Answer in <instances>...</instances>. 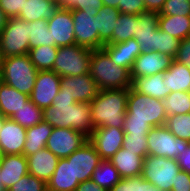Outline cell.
<instances>
[{
  "label": "cell",
  "instance_id": "cell-1",
  "mask_svg": "<svg viewBox=\"0 0 190 191\" xmlns=\"http://www.w3.org/2000/svg\"><path fill=\"white\" fill-rule=\"evenodd\" d=\"M43 116L44 121L52 127L72 128L88 138L95 129L90 102H76L61 90L54 97L52 105L43 110Z\"/></svg>",
  "mask_w": 190,
  "mask_h": 191
},
{
  "label": "cell",
  "instance_id": "cell-2",
  "mask_svg": "<svg viewBox=\"0 0 190 191\" xmlns=\"http://www.w3.org/2000/svg\"><path fill=\"white\" fill-rule=\"evenodd\" d=\"M167 116L162 100L143 95L132 87L128 89L125 133L148 134L152 128L165 125Z\"/></svg>",
  "mask_w": 190,
  "mask_h": 191
},
{
  "label": "cell",
  "instance_id": "cell-3",
  "mask_svg": "<svg viewBox=\"0 0 190 191\" xmlns=\"http://www.w3.org/2000/svg\"><path fill=\"white\" fill-rule=\"evenodd\" d=\"M128 89L99 90L90 102L92 122L96 127L124 128Z\"/></svg>",
  "mask_w": 190,
  "mask_h": 191
},
{
  "label": "cell",
  "instance_id": "cell-4",
  "mask_svg": "<svg viewBox=\"0 0 190 191\" xmlns=\"http://www.w3.org/2000/svg\"><path fill=\"white\" fill-rule=\"evenodd\" d=\"M89 73L99 90L132 87L130 71L118 66L102 48L92 50Z\"/></svg>",
  "mask_w": 190,
  "mask_h": 191
},
{
  "label": "cell",
  "instance_id": "cell-5",
  "mask_svg": "<svg viewBox=\"0 0 190 191\" xmlns=\"http://www.w3.org/2000/svg\"><path fill=\"white\" fill-rule=\"evenodd\" d=\"M1 78L4 83L19 92L30 95L38 70L28 54L0 59Z\"/></svg>",
  "mask_w": 190,
  "mask_h": 191
},
{
  "label": "cell",
  "instance_id": "cell-6",
  "mask_svg": "<svg viewBox=\"0 0 190 191\" xmlns=\"http://www.w3.org/2000/svg\"><path fill=\"white\" fill-rule=\"evenodd\" d=\"M92 49L77 44L58 47L53 71L60 77L89 73Z\"/></svg>",
  "mask_w": 190,
  "mask_h": 191
},
{
  "label": "cell",
  "instance_id": "cell-7",
  "mask_svg": "<svg viewBox=\"0 0 190 191\" xmlns=\"http://www.w3.org/2000/svg\"><path fill=\"white\" fill-rule=\"evenodd\" d=\"M29 38L27 21L18 17L8 18L0 33V59L28 54Z\"/></svg>",
  "mask_w": 190,
  "mask_h": 191
},
{
  "label": "cell",
  "instance_id": "cell-8",
  "mask_svg": "<svg viewBox=\"0 0 190 191\" xmlns=\"http://www.w3.org/2000/svg\"><path fill=\"white\" fill-rule=\"evenodd\" d=\"M180 170L175 159L147 155L141 176L161 191H171Z\"/></svg>",
  "mask_w": 190,
  "mask_h": 191
},
{
  "label": "cell",
  "instance_id": "cell-9",
  "mask_svg": "<svg viewBox=\"0 0 190 191\" xmlns=\"http://www.w3.org/2000/svg\"><path fill=\"white\" fill-rule=\"evenodd\" d=\"M147 142L148 155L175 160L189 145L188 141L175 137L165 125L152 128L147 135Z\"/></svg>",
  "mask_w": 190,
  "mask_h": 191
},
{
  "label": "cell",
  "instance_id": "cell-10",
  "mask_svg": "<svg viewBox=\"0 0 190 191\" xmlns=\"http://www.w3.org/2000/svg\"><path fill=\"white\" fill-rule=\"evenodd\" d=\"M86 141H88V137L72 128L53 127L47 140L46 148L58 158H66L79 149Z\"/></svg>",
  "mask_w": 190,
  "mask_h": 191
},
{
  "label": "cell",
  "instance_id": "cell-11",
  "mask_svg": "<svg viewBox=\"0 0 190 191\" xmlns=\"http://www.w3.org/2000/svg\"><path fill=\"white\" fill-rule=\"evenodd\" d=\"M74 22L75 44L92 50L103 48L100 41L94 13L71 10Z\"/></svg>",
  "mask_w": 190,
  "mask_h": 191
},
{
  "label": "cell",
  "instance_id": "cell-12",
  "mask_svg": "<svg viewBox=\"0 0 190 191\" xmlns=\"http://www.w3.org/2000/svg\"><path fill=\"white\" fill-rule=\"evenodd\" d=\"M60 78L53 70L38 71L30 100L42 110L51 106L60 90Z\"/></svg>",
  "mask_w": 190,
  "mask_h": 191
},
{
  "label": "cell",
  "instance_id": "cell-13",
  "mask_svg": "<svg viewBox=\"0 0 190 191\" xmlns=\"http://www.w3.org/2000/svg\"><path fill=\"white\" fill-rule=\"evenodd\" d=\"M51 46L64 47L75 44L74 22L71 10L58 8L47 20Z\"/></svg>",
  "mask_w": 190,
  "mask_h": 191
},
{
  "label": "cell",
  "instance_id": "cell-14",
  "mask_svg": "<svg viewBox=\"0 0 190 191\" xmlns=\"http://www.w3.org/2000/svg\"><path fill=\"white\" fill-rule=\"evenodd\" d=\"M67 160H72V171L74 178L79 182L90 180L93 171L102 161L94 145L88 140L79 149L74 151Z\"/></svg>",
  "mask_w": 190,
  "mask_h": 191
},
{
  "label": "cell",
  "instance_id": "cell-15",
  "mask_svg": "<svg viewBox=\"0 0 190 191\" xmlns=\"http://www.w3.org/2000/svg\"><path fill=\"white\" fill-rule=\"evenodd\" d=\"M124 136L123 128L96 127L88 140L94 145L102 160H109L122 148Z\"/></svg>",
  "mask_w": 190,
  "mask_h": 191
},
{
  "label": "cell",
  "instance_id": "cell-16",
  "mask_svg": "<svg viewBox=\"0 0 190 191\" xmlns=\"http://www.w3.org/2000/svg\"><path fill=\"white\" fill-rule=\"evenodd\" d=\"M60 90L72 97L76 102H91L99 91L96 82L86 73L79 76L60 78Z\"/></svg>",
  "mask_w": 190,
  "mask_h": 191
},
{
  "label": "cell",
  "instance_id": "cell-17",
  "mask_svg": "<svg viewBox=\"0 0 190 191\" xmlns=\"http://www.w3.org/2000/svg\"><path fill=\"white\" fill-rule=\"evenodd\" d=\"M173 58L156 51L142 52L134 61L130 78L147 77L167 70Z\"/></svg>",
  "mask_w": 190,
  "mask_h": 191
},
{
  "label": "cell",
  "instance_id": "cell-18",
  "mask_svg": "<svg viewBox=\"0 0 190 191\" xmlns=\"http://www.w3.org/2000/svg\"><path fill=\"white\" fill-rule=\"evenodd\" d=\"M159 13L143 11L137 15L134 39L140 44L141 52L155 51V32L158 28Z\"/></svg>",
  "mask_w": 190,
  "mask_h": 191
},
{
  "label": "cell",
  "instance_id": "cell-19",
  "mask_svg": "<svg viewBox=\"0 0 190 191\" xmlns=\"http://www.w3.org/2000/svg\"><path fill=\"white\" fill-rule=\"evenodd\" d=\"M26 140V128L6 118L0 131V149L3 155L23 154Z\"/></svg>",
  "mask_w": 190,
  "mask_h": 191
},
{
  "label": "cell",
  "instance_id": "cell-20",
  "mask_svg": "<svg viewBox=\"0 0 190 191\" xmlns=\"http://www.w3.org/2000/svg\"><path fill=\"white\" fill-rule=\"evenodd\" d=\"M27 174L29 173L26 156L23 154L3 155L0 163V178L5 191H8L21 177Z\"/></svg>",
  "mask_w": 190,
  "mask_h": 191
},
{
  "label": "cell",
  "instance_id": "cell-21",
  "mask_svg": "<svg viewBox=\"0 0 190 191\" xmlns=\"http://www.w3.org/2000/svg\"><path fill=\"white\" fill-rule=\"evenodd\" d=\"M26 158L28 173L45 181L46 183L53 175L59 160V158L47 148H43Z\"/></svg>",
  "mask_w": 190,
  "mask_h": 191
},
{
  "label": "cell",
  "instance_id": "cell-22",
  "mask_svg": "<svg viewBox=\"0 0 190 191\" xmlns=\"http://www.w3.org/2000/svg\"><path fill=\"white\" fill-rule=\"evenodd\" d=\"M102 49L118 66L125 67L129 71L135 59L142 53L140 44L134 38L117 44H106Z\"/></svg>",
  "mask_w": 190,
  "mask_h": 191
},
{
  "label": "cell",
  "instance_id": "cell-23",
  "mask_svg": "<svg viewBox=\"0 0 190 191\" xmlns=\"http://www.w3.org/2000/svg\"><path fill=\"white\" fill-rule=\"evenodd\" d=\"M79 184V180L73 176L72 160L59 158L56 169L47 182V191H75Z\"/></svg>",
  "mask_w": 190,
  "mask_h": 191
},
{
  "label": "cell",
  "instance_id": "cell-24",
  "mask_svg": "<svg viewBox=\"0 0 190 191\" xmlns=\"http://www.w3.org/2000/svg\"><path fill=\"white\" fill-rule=\"evenodd\" d=\"M109 161L118 170L121 178L142 175L144 158L128 149H119Z\"/></svg>",
  "mask_w": 190,
  "mask_h": 191
},
{
  "label": "cell",
  "instance_id": "cell-25",
  "mask_svg": "<svg viewBox=\"0 0 190 191\" xmlns=\"http://www.w3.org/2000/svg\"><path fill=\"white\" fill-rule=\"evenodd\" d=\"M30 100L29 95L19 92L3 81L0 83V113L11 118Z\"/></svg>",
  "mask_w": 190,
  "mask_h": 191
},
{
  "label": "cell",
  "instance_id": "cell-26",
  "mask_svg": "<svg viewBox=\"0 0 190 191\" xmlns=\"http://www.w3.org/2000/svg\"><path fill=\"white\" fill-rule=\"evenodd\" d=\"M168 95L171 92H190V69L176 60H172L170 67L165 70Z\"/></svg>",
  "mask_w": 190,
  "mask_h": 191
},
{
  "label": "cell",
  "instance_id": "cell-27",
  "mask_svg": "<svg viewBox=\"0 0 190 191\" xmlns=\"http://www.w3.org/2000/svg\"><path fill=\"white\" fill-rule=\"evenodd\" d=\"M132 88L150 97L163 100L168 95L166 79L162 73H157L147 77L134 78L132 80Z\"/></svg>",
  "mask_w": 190,
  "mask_h": 191
},
{
  "label": "cell",
  "instance_id": "cell-28",
  "mask_svg": "<svg viewBox=\"0 0 190 191\" xmlns=\"http://www.w3.org/2000/svg\"><path fill=\"white\" fill-rule=\"evenodd\" d=\"M52 130L53 127L44 120L35 126L27 128L23 155L27 157L46 148Z\"/></svg>",
  "mask_w": 190,
  "mask_h": 191
},
{
  "label": "cell",
  "instance_id": "cell-29",
  "mask_svg": "<svg viewBox=\"0 0 190 191\" xmlns=\"http://www.w3.org/2000/svg\"><path fill=\"white\" fill-rule=\"evenodd\" d=\"M59 8L58 5L47 0H27L23 10L18 15L19 19L27 22L49 20Z\"/></svg>",
  "mask_w": 190,
  "mask_h": 191
},
{
  "label": "cell",
  "instance_id": "cell-30",
  "mask_svg": "<svg viewBox=\"0 0 190 191\" xmlns=\"http://www.w3.org/2000/svg\"><path fill=\"white\" fill-rule=\"evenodd\" d=\"M120 14L121 12L115 7L103 6L94 17L100 41L104 45L112 44V33Z\"/></svg>",
  "mask_w": 190,
  "mask_h": 191
},
{
  "label": "cell",
  "instance_id": "cell-31",
  "mask_svg": "<svg viewBox=\"0 0 190 191\" xmlns=\"http://www.w3.org/2000/svg\"><path fill=\"white\" fill-rule=\"evenodd\" d=\"M158 28L181 41L190 37V16L159 14Z\"/></svg>",
  "mask_w": 190,
  "mask_h": 191
},
{
  "label": "cell",
  "instance_id": "cell-32",
  "mask_svg": "<svg viewBox=\"0 0 190 191\" xmlns=\"http://www.w3.org/2000/svg\"><path fill=\"white\" fill-rule=\"evenodd\" d=\"M91 180L101 188L109 191L121 180V177L118 170L109 160H102L93 171Z\"/></svg>",
  "mask_w": 190,
  "mask_h": 191
},
{
  "label": "cell",
  "instance_id": "cell-33",
  "mask_svg": "<svg viewBox=\"0 0 190 191\" xmlns=\"http://www.w3.org/2000/svg\"><path fill=\"white\" fill-rule=\"evenodd\" d=\"M57 46H39L29 49L30 61L40 70H53V64L57 57Z\"/></svg>",
  "mask_w": 190,
  "mask_h": 191
},
{
  "label": "cell",
  "instance_id": "cell-34",
  "mask_svg": "<svg viewBox=\"0 0 190 191\" xmlns=\"http://www.w3.org/2000/svg\"><path fill=\"white\" fill-rule=\"evenodd\" d=\"M137 15L121 13L112 33V44L125 42L134 38Z\"/></svg>",
  "mask_w": 190,
  "mask_h": 191
},
{
  "label": "cell",
  "instance_id": "cell-35",
  "mask_svg": "<svg viewBox=\"0 0 190 191\" xmlns=\"http://www.w3.org/2000/svg\"><path fill=\"white\" fill-rule=\"evenodd\" d=\"M11 119L27 129L44 120L43 110L29 100Z\"/></svg>",
  "mask_w": 190,
  "mask_h": 191
},
{
  "label": "cell",
  "instance_id": "cell-36",
  "mask_svg": "<svg viewBox=\"0 0 190 191\" xmlns=\"http://www.w3.org/2000/svg\"><path fill=\"white\" fill-rule=\"evenodd\" d=\"M162 104L168 116L190 113V92H171Z\"/></svg>",
  "mask_w": 190,
  "mask_h": 191
},
{
  "label": "cell",
  "instance_id": "cell-37",
  "mask_svg": "<svg viewBox=\"0 0 190 191\" xmlns=\"http://www.w3.org/2000/svg\"><path fill=\"white\" fill-rule=\"evenodd\" d=\"M29 49L34 47L51 46V35L48 30L47 20L28 22Z\"/></svg>",
  "mask_w": 190,
  "mask_h": 191
},
{
  "label": "cell",
  "instance_id": "cell-38",
  "mask_svg": "<svg viewBox=\"0 0 190 191\" xmlns=\"http://www.w3.org/2000/svg\"><path fill=\"white\" fill-rule=\"evenodd\" d=\"M165 126L175 137L190 142V113L167 116Z\"/></svg>",
  "mask_w": 190,
  "mask_h": 191
},
{
  "label": "cell",
  "instance_id": "cell-39",
  "mask_svg": "<svg viewBox=\"0 0 190 191\" xmlns=\"http://www.w3.org/2000/svg\"><path fill=\"white\" fill-rule=\"evenodd\" d=\"M180 40L158 29L155 32V51L175 58Z\"/></svg>",
  "mask_w": 190,
  "mask_h": 191
},
{
  "label": "cell",
  "instance_id": "cell-40",
  "mask_svg": "<svg viewBox=\"0 0 190 191\" xmlns=\"http://www.w3.org/2000/svg\"><path fill=\"white\" fill-rule=\"evenodd\" d=\"M148 134L125 133L122 148L135 152L137 155L145 158L148 155Z\"/></svg>",
  "mask_w": 190,
  "mask_h": 191
},
{
  "label": "cell",
  "instance_id": "cell-41",
  "mask_svg": "<svg viewBox=\"0 0 190 191\" xmlns=\"http://www.w3.org/2000/svg\"><path fill=\"white\" fill-rule=\"evenodd\" d=\"M8 191H47V183L35 176L27 174Z\"/></svg>",
  "mask_w": 190,
  "mask_h": 191
},
{
  "label": "cell",
  "instance_id": "cell-42",
  "mask_svg": "<svg viewBox=\"0 0 190 191\" xmlns=\"http://www.w3.org/2000/svg\"><path fill=\"white\" fill-rule=\"evenodd\" d=\"M159 14L190 16V0H166Z\"/></svg>",
  "mask_w": 190,
  "mask_h": 191
},
{
  "label": "cell",
  "instance_id": "cell-43",
  "mask_svg": "<svg viewBox=\"0 0 190 191\" xmlns=\"http://www.w3.org/2000/svg\"><path fill=\"white\" fill-rule=\"evenodd\" d=\"M119 11L129 15H139L146 11L144 0H120Z\"/></svg>",
  "mask_w": 190,
  "mask_h": 191
},
{
  "label": "cell",
  "instance_id": "cell-44",
  "mask_svg": "<svg viewBox=\"0 0 190 191\" xmlns=\"http://www.w3.org/2000/svg\"><path fill=\"white\" fill-rule=\"evenodd\" d=\"M27 0H0V9L8 18L18 17Z\"/></svg>",
  "mask_w": 190,
  "mask_h": 191
},
{
  "label": "cell",
  "instance_id": "cell-45",
  "mask_svg": "<svg viewBox=\"0 0 190 191\" xmlns=\"http://www.w3.org/2000/svg\"><path fill=\"white\" fill-rule=\"evenodd\" d=\"M174 60L190 69V37L180 41V45Z\"/></svg>",
  "mask_w": 190,
  "mask_h": 191
},
{
  "label": "cell",
  "instance_id": "cell-46",
  "mask_svg": "<svg viewBox=\"0 0 190 191\" xmlns=\"http://www.w3.org/2000/svg\"><path fill=\"white\" fill-rule=\"evenodd\" d=\"M138 176L137 177H125L109 191H137Z\"/></svg>",
  "mask_w": 190,
  "mask_h": 191
},
{
  "label": "cell",
  "instance_id": "cell-47",
  "mask_svg": "<svg viewBox=\"0 0 190 191\" xmlns=\"http://www.w3.org/2000/svg\"><path fill=\"white\" fill-rule=\"evenodd\" d=\"M171 191H190V174L180 170Z\"/></svg>",
  "mask_w": 190,
  "mask_h": 191
},
{
  "label": "cell",
  "instance_id": "cell-48",
  "mask_svg": "<svg viewBox=\"0 0 190 191\" xmlns=\"http://www.w3.org/2000/svg\"><path fill=\"white\" fill-rule=\"evenodd\" d=\"M103 6L102 0H81V10L94 13V17Z\"/></svg>",
  "mask_w": 190,
  "mask_h": 191
},
{
  "label": "cell",
  "instance_id": "cell-49",
  "mask_svg": "<svg viewBox=\"0 0 190 191\" xmlns=\"http://www.w3.org/2000/svg\"><path fill=\"white\" fill-rule=\"evenodd\" d=\"M176 161L182 171L190 174V142L188 147L181 151Z\"/></svg>",
  "mask_w": 190,
  "mask_h": 191
},
{
  "label": "cell",
  "instance_id": "cell-50",
  "mask_svg": "<svg viewBox=\"0 0 190 191\" xmlns=\"http://www.w3.org/2000/svg\"><path fill=\"white\" fill-rule=\"evenodd\" d=\"M75 191H107L106 189L98 186L93 180L80 182Z\"/></svg>",
  "mask_w": 190,
  "mask_h": 191
},
{
  "label": "cell",
  "instance_id": "cell-51",
  "mask_svg": "<svg viewBox=\"0 0 190 191\" xmlns=\"http://www.w3.org/2000/svg\"><path fill=\"white\" fill-rule=\"evenodd\" d=\"M137 191H161L158 187L145 180L142 176H138Z\"/></svg>",
  "mask_w": 190,
  "mask_h": 191
},
{
  "label": "cell",
  "instance_id": "cell-52",
  "mask_svg": "<svg viewBox=\"0 0 190 191\" xmlns=\"http://www.w3.org/2000/svg\"><path fill=\"white\" fill-rule=\"evenodd\" d=\"M166 0H144L145 8L149 11L160 12Z\"/></svg>",
  "mask_w": 190,
  "mask_h": 191
},
{
  "label": "cell",
  "instance_id": "cell-53",
  "mask_svg": "<svg viewBox=\"0 0 190 191\" xmlns=\"http://www.w3.org/2000/svg\"><path fill=\"white\" fill-rule=\"evenodd\" d=\"M60 8L69 10H81V0H61Z\"/></svg>",
  "mask_w": 190,
  "mask_h": 191
},
{
  "label": "cell",
  "instance_id": "cell-54",
  "mask_svg": "<svg viewBox=\"0 0 190 191\" xmlns=\"http://www.w3.org/2000/svg\"><path fill=\"white\" fill-rule=\"evenodd\" d=\"M7 21V15L0 9V33L5 28Z\"/></svg>",
  "mask_w": 190,
  "mask_h": 191
},
{
  "label": "cell",
  "instance_id": "cell-55",
  "mask_svg": "<svg viewBox=\"0 0 190 191\" xmlns=\"http://www.w3.org/2000/svg\"><path fill=\"white\" fill-rule=\"evenodd\" d=\"M104 6L115 7L119 10L120 0H102Z\"/></svg>",
  "mask_w": 190,
  "mask_h": 191
},
{
  "label": "cell",
  "instance_id": "cell-56",
  "mask_svg": "<svg viewBox=\"0 0 190 191\" xmlns=\"http://www.w3.org/2000/svg\"><path fill=\"white\" fill-rule=\"evenodd\" d=\"M6 117H4L1 113H0V131L3 127L4 121H5Z\"/></svg>",
  "mask_w": 190,
  "mask_h": 191
},
{
  "label": "cell",
  "instance_id": "cell-57",
  "mask_svg": "<svg viewBox=\"0 0 190 191\" xmlns=\"http://www.w3.org/2000/svg\"><path fill=\"white\" fill-rule=\"evenodd\" d=\"M47 1H49V2H51V3H54V4L58 5L59 8H60V2H61V0H47Z\"/></svg>",
  "mask_w": 190,
  "mask_h": 191
},
{
  "label": "cell",
  "instance_id": "cell-58",
  "mask_svg": "<svg viewBox=\"0 0 190 191\" xmlns=\"http://www.w3.org/2000/svg\"><path fill=\"white\" fill-rule=\"evenodd\" d=\"M2 158H3V153H2V150L0 149V163L2 161Z\"/></svg>",
  "mask_w": 190,
  "mask_h": 191
},
{
  "label": "cell",
  "instance_id": "cell-59",
  "mask_svg": "<svg viewBox=\"0 0 190 191\" xmlns=\"http://www.w3.org/2000/svg\"><path fill=\"white\" fill-rule=\"evenodd\" d=\"M0 191H5L2 184H1V178H0Z\"/></svg>",
  "mask_w": 190,
  "mask_h": 191
},
{
  "label": "cell",
  "instance_id": "cell-60",
  "mask_svg": "<svg viewBox=\"0 0 190 191\" xmlns=\"http://www.w3.org/2000/svg\"><path fill=\"white\" fill-rule=\"evenodd\" d=\"M2 82V78H1V70H0V83Z\"/></svg>",
  "mask_w": 190,
  "mask_h": 191
}]
</instances>
